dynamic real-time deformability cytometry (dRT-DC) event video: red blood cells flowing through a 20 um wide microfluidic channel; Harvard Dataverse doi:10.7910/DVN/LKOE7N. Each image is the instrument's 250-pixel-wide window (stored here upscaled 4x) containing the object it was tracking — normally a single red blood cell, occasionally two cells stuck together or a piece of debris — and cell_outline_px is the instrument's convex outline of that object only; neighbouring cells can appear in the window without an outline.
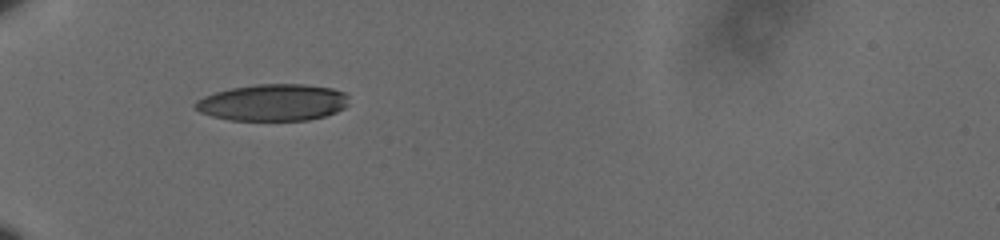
{"species": "human", "species_latin": "Homo sapiens", "temperature_condition": "cold", "stored_images_in_passage": 34, "camera_frame_rate_fps": 3000, "um_per_image_px": 0.085, "donor": {"sex": "male"}, "frame": {"image": 1, "passage_image": 1, "time_ms": 0.0, "image_size_px": [1000, 240], "cell_outline_px": [[348, 104], [344, 108], [336, 112], [324, 116], [308, 120], [228, 120], [212, 116], [200, 112], [192, 104], [196, 100], [204, 96], [216, 92], [232, 88], [256, 84], [304, 84], [332, 88], [344, 92], [348, 96]], "centroid_in_image_um": [23.2, 8.71], "position_along_channel_um": 61.8, "area_um2": 32.95}}
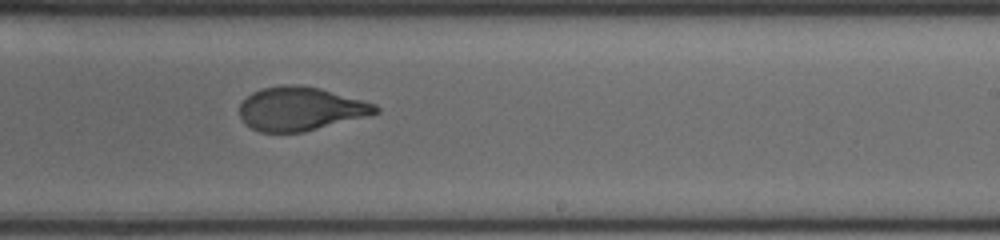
{"frame": {"image": 2, "passage_image": 19, "time_ms": 6.0, "image_size_px": [1000, 240], "cell_outline_px": [[380, 112], [304, 132], [260, 132], [252, 128], [240, 116], [240, 104], [252, 92], [260, 88], [292, 84], [296, 84], [320, 88], [376, 104], [380, 108]], "centroid_in_image_um": [25.54, 9.24], "position_along_channel_um": 263.5, "area_um2": 34.22}}
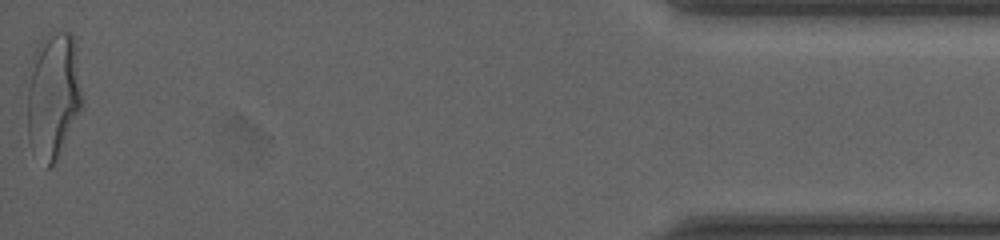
{"frame": {"image": 3, "passage_image": 34, "time_ms": 11.0, "image_size_px": [1000, 240], "cell_outline_px": [[84, 104], [56, 160], [48, 168], [28, 140], [28, 88], [32, 52], [36, 40], [48, 32], [72, 32], [76, 48]], "centroid_in_image_um": [4.53, 7.98], "position_along_channel_um": 430.7, "area_um2": 40.86}, "authors_computed_cell_mechanics": {"area_um2": 35.1713, "velocity_mm_per_s": 3.6047, "shape_relaxation_time_tau1_ms": 5.2292, "shape_relaxation_time_tau2_ms": 0.813, "deformation_change_tau1": 0.1981, "deformation_change_tau2": 0.0676}}